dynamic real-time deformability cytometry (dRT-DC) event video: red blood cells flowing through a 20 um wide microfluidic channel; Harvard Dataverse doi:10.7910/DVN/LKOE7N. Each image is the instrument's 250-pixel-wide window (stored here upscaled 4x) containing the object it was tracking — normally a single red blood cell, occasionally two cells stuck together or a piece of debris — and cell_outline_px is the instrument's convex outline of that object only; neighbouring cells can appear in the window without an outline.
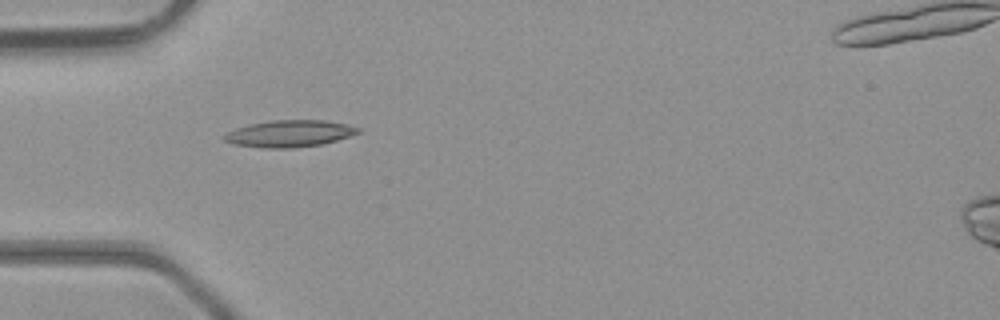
{"species": "common noctule bat (a hibernating species)", "species_latin": "Nyctalus noctula", "temperature_condition": "room temperature", "stored_images_in_passage": 30, "camera_frame_rate_fps": 3000, "um_per_image_px": 0.085, "animal": {"sex": "male", "body_mass_g": 23.1, "forearm_length_mm": 52.7}, "frame": {"image": 1, "passage_image": 1, "time_ms": 0.0, "image_size_px": [1000, 320], "cell_outline_px": [[360, 132], [336, 140], [320, 144], [292, 148], [264, 148], [232, 144], [224, 140], [220, 136], [236, 128], [268, 120], [324, 120], [344, 124], [360, 128]], "centroid_in_image_um": [24.55, 11.35], "position_along_channel_um": 60.5, "area_um2": 20.75}}
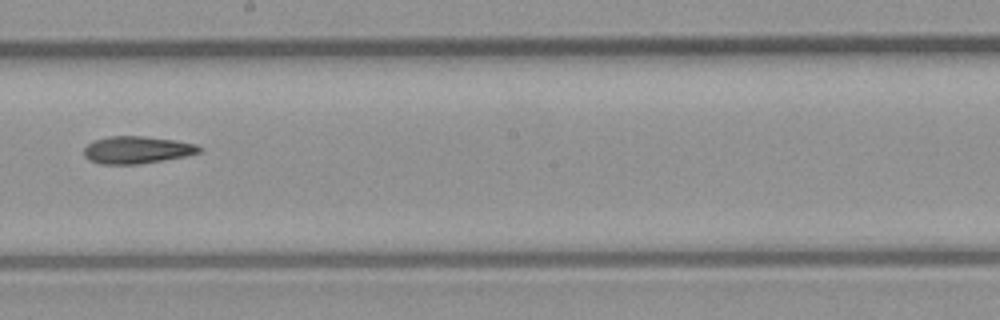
{"frame": {"image": 2, "passage_image": 13, "time_ms": 4.0, "image_size_px": [1000, 320], "cell_outline_px": [[204, 148], [200, 152], [184, 156], [136, 164], [100, 164], [88, 160], [84, 156], [84, 148], [88, 144], [96, 140], [108, 136], [144, 136], [172, 140], [196, 144]], "centroid_in_image_um": [11.61, 12.74], "position_along_channel_um": 236.6, "area_um2": 18.15}}
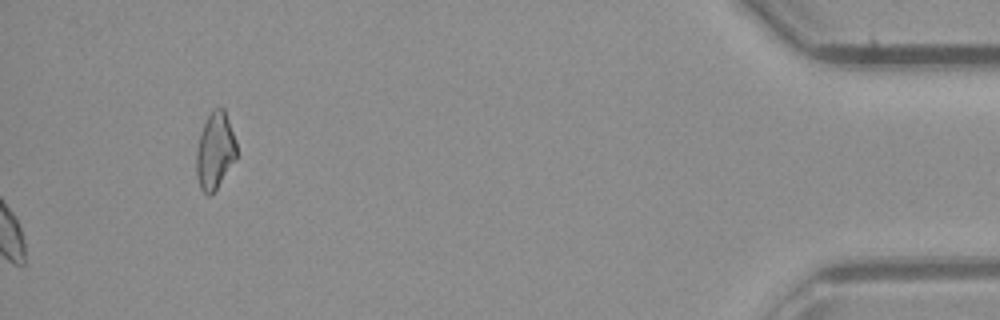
{"frame": {"image": 3, "passage_image": 30, "time_ms": 9.667, "image_size_px": [1000, 320], "cell_outline_px": [[236, 160], [216, 188], [208, 196], [200, 188], [196, 176], [196, 152], [200, 136], [204, 124], [212, 108], [224, 108], [236, 140]], "centroid_in_image_um": [18.28, 12.81], "position_along_channel_um": 416.9, "area_um2": 17.86}}